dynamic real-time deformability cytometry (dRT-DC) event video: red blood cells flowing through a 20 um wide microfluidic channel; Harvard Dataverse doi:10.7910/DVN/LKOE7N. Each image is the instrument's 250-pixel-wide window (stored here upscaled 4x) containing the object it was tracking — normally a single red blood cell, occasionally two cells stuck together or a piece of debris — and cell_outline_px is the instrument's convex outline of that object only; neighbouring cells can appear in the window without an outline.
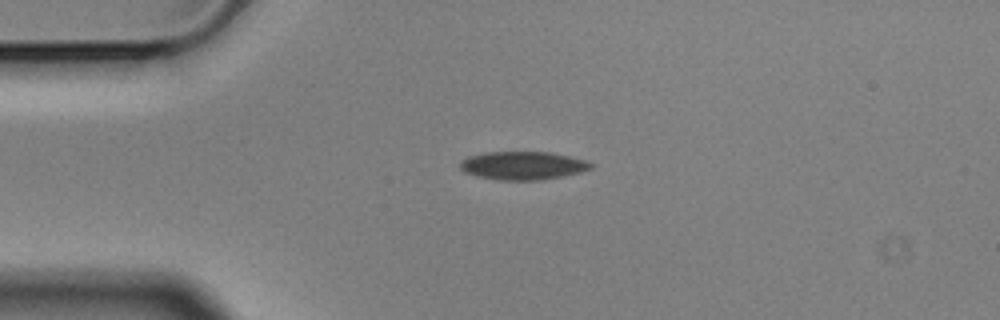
{"species": "Egyptian fruit bat (a non-hibernating species)", "species_latin": "Rousettus aegyptiacus", "temperature_condition": "cold", "stored_images_in_passage": 5, "camera_frame_rate_fps": 3000, "um_per_image_px": 0.085, "animal": {"sex": "male"}, "frame": {"image": 1, "passage_image": 2, "time_ms": 0.333, "image_size_px": [1000, 320], "cell_outline_px": [[596, 164], [592, 168], [580, 172], [544, 180], [500, 180], [476, 176], [464, 172], [460, 168], [460, 160], [468, 156], [484, 152], [552, 152], [588, 160]], "centroid_in_image_um": [44.47, 14.07], "position_along_channel_um": 40.5, "area_um2": 21.85}}
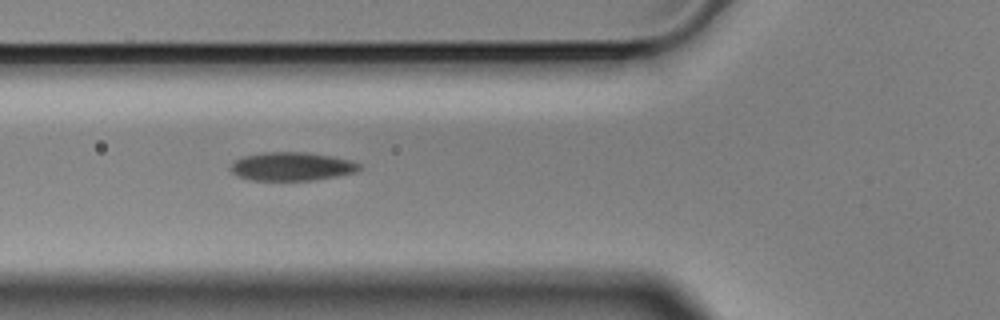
{"frame": {"image": 2, "passage_image": 4, "time_ms": 1.0, "image_size_px": [1000, 320], "cell_outline_px": [[360, 168], [356, 172], [336, 176], [312, 180], [248, 180], [232, 172], [232, 164], [236, 160], [244, 156], [264, 152], [304, 152], [332, 156], [352, 160], [360, 164]], "centroid_in_image_um": [24.83, 14.14], "position_along_channel_um": 101.0, "area_um2": 21.15}}
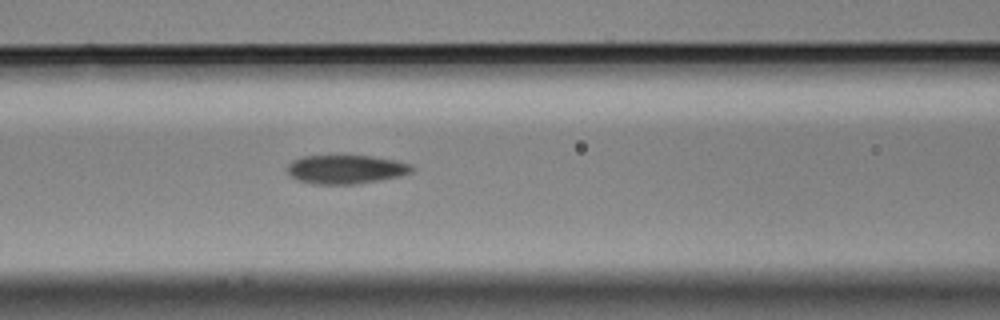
{"frame": {"image": 3, "passage_image": 5, "time_ms": 1.333, "image_size_px": [1000, 320], "cell_outline_px": [[416, 168], [412, 172], [400, 176], [380, 180], [356, 184], [316, 184], [296, 180], [288, 172], [288, 164], [292, 160], [304, 156], [372, 156], [396, 160], [412, 164]], "centroid_in_image_um": [29.44, 14.39], "position_along_channel_um": 137.2, "area_um2": 20.98}}